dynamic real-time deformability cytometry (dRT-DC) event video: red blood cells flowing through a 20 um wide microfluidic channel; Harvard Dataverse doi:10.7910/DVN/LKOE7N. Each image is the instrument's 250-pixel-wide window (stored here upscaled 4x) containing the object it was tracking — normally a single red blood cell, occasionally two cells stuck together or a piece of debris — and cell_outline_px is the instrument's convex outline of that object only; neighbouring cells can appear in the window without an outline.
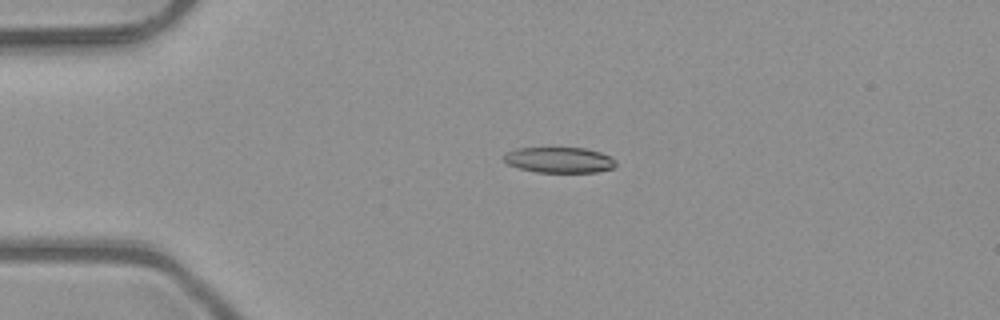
{"species": "common noctule bat (a hibernating species)", "species_latin": "Nyctalus noctula", "temperature_condition": "room temperature", "stored_images_in_passage": 3, "camera_frame_rate_fps": 3000, "um_per_image_px": 0.085, "animal": {"sex": "male", "body_mass_g": 23.1, "forearm_length_mm": 52.7}, "frame": {"image": 1, "passage_image": 2, "time_ms": 0.333, "image_size_px": [1000, 320], "cell_outline_px": [[616, 168], [596, 172], [536, 172], [520, 168], [508, 164], [504, 160], [504, 152], [516, 148], [584, 148], [600, 152], [612, 156], [616, 160]], "centroid_in_image_um": [47.57, 13.59], "position_along_channel_um": 37.4, "area_um2": 16.88}}